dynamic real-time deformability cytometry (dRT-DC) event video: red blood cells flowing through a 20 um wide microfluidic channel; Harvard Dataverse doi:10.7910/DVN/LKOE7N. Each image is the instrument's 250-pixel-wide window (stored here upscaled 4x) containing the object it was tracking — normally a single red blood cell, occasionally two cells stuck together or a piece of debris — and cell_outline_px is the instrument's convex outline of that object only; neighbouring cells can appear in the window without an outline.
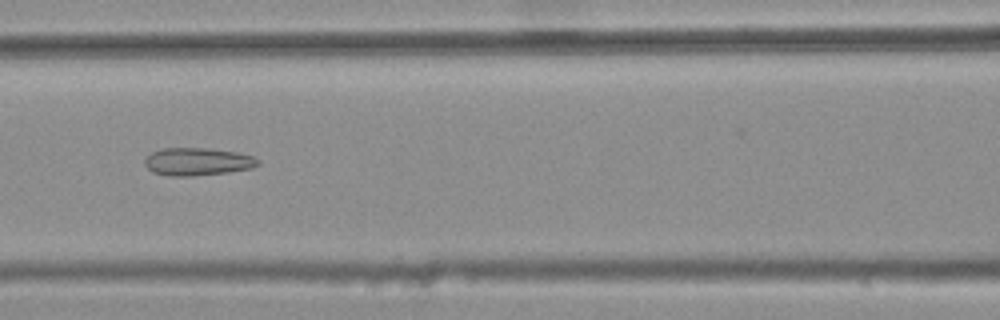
{"species": "common noctule bat (a hibernating species)", "species_latin": "Nyctalus noctula", "temperature_condition": "warm", "stored_images_in_passage": 32, "camera_frame_rate_fps": 3000, "um_per_image_px": 0.085, "animal": {"sex": "female", "body_mass_g": 25.1}, "frame": {"image": 1, "passage_image": 9, "time_ms": 2.667, "image_size_px": [1000, 320], "cell_outline_px": [[260, 164], [252, 168], [228, 172], [192, 176], [168, 176], [152, 172], [144, 164], [144, 160], [152, 152], [164, 148], [208, 148], [236, 152], [252, 156], [260, 160]], "centroid_in_image_um": [16.79, 13.74], "position_along_channel_um": 149.8, "area_um2": 18.32}}
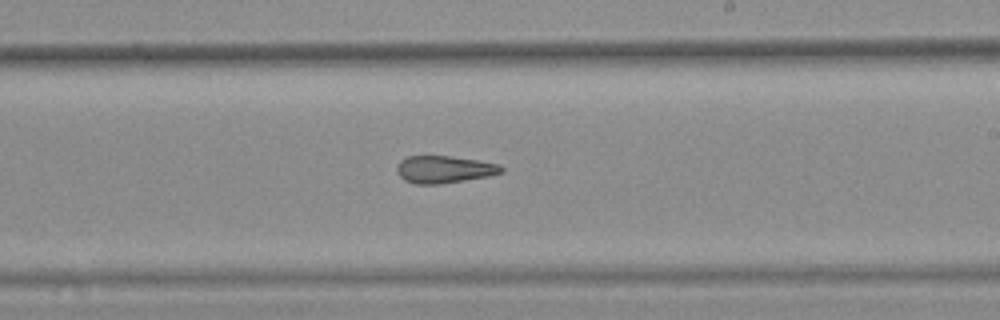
{"frame": {"image": 2, "passage_image": 17, "time_ms": 5.333, "image_size_px": [1000, 320], "cell_outline_px": [[504, 172], [488, 176], [440, 184], [416, 184], [404, 180], [396, 172], [396, 168], [400, 160], [408, 156], [448, 156], [480, 160], [500, 164], [504, 168]], "centroid_in_image_um": [37.76, 14.39], "position_along_channel_um": 251.2, "area_um2": 16.7}}
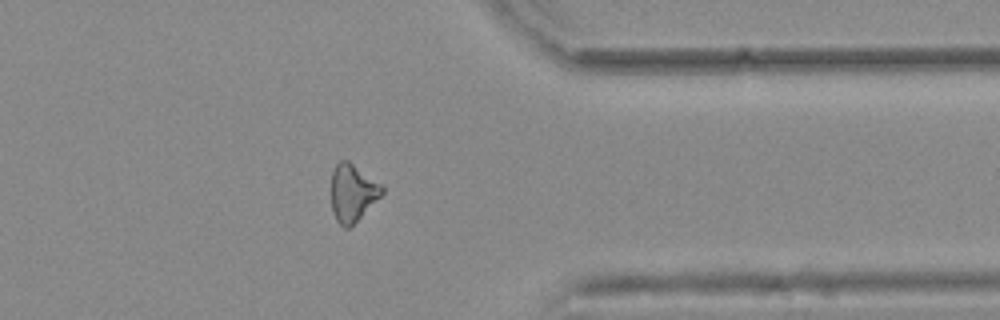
{"frame": {"image": 3, "passage_image": 28, "time_ms": 9.0, "image_size_px": [1000, 320], "cell_outline_px": [[384, 192], [348, 228], [344, 228], [336, 220], [332, 212], [332, 172], [336, 164], [340, 160], [348, 160], [384, 184]], "centroid_in_image_um": [29.98, 16.34], "position_along_channel_um": 381.4, "area_um2": 16.88}, "authors_computed_cell_mechanics": {"area_um2": 17.1666, "velocity_mm_per_s": 3.8146, "shape_relaxation_time_tau1_ms": null, "shape_relaxation_time_tau2_ms": 3.6359, "deformation_change_tau1": null, "deformation_change_tau2": 0.144}}